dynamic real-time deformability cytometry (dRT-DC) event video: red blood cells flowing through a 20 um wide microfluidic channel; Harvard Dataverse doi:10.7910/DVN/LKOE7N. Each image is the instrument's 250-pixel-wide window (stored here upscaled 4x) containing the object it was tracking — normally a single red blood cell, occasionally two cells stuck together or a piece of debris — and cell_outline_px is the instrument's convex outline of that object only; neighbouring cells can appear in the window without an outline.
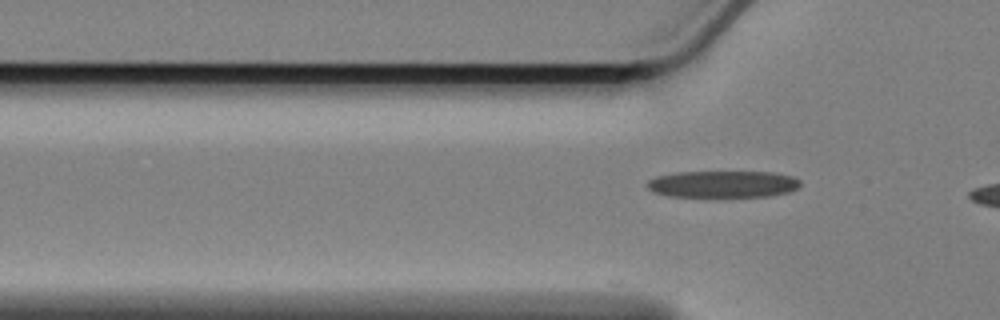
{"species": "Egyptian fruit bat (a non-hibernating species)", "species_latin": "Rousettus aegyptiacus", "temperature_condition": "cold", "stored_images_in_passage": 12, "camera_frame_rate_fps": 3000, "um_per_image_px": 0.085, "animal": {"sex": "female"}, "frame": {"image": 1, "passage_image": 12, "time_ms": 3.667, "image_size_px": [1000, 320], "cell_outline_px": [[800, 184], [796, 188], [788, 192], [772, 196], [668, 196], [652, 192], [644, 184], [648, 180], [656, 176], [676, 172], [772, 172], [792, 176], [800, 180]], "centroid_in_image_um": [61.4, 15.64], "position_along_channel_um": 64.4, "area_um2": 23.93}}